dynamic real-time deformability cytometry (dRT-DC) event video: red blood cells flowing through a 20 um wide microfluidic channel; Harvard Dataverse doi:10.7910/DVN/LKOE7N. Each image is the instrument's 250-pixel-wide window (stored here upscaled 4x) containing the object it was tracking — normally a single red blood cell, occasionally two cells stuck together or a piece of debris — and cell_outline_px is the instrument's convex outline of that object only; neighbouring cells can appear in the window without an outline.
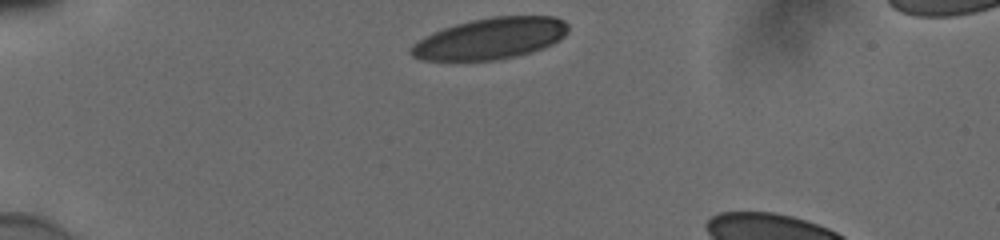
{"species": "human", "species_latin": "Homo sapiens", "temperature_condition": "cold", "stored_images_in_passage": 33, "camera_frame_rate_fps": 3000, "um_per_image_px": 0.085, "donor": {"sex": "male"}, "frame": {"image": 1, "passage_image": 1, "time_ms": 0.0, "image_size_px": [1000, 240], "cell_outline_px": [[568, 32], [560, 40], [544, 48], [532, 52], [516, 56], [496, 60], [420, 60], [412, 56], [408, 52], [408, 48], [412, 44], [424, 36], [432, 32], [456, 24], [472, 20], [492, 16], [556, 16], [564, 20], [568, 24]], "centroid_in_image_um": [41.68, 3.27], "position_along_channel_um": 43.3, "area_um2": 38.15}}
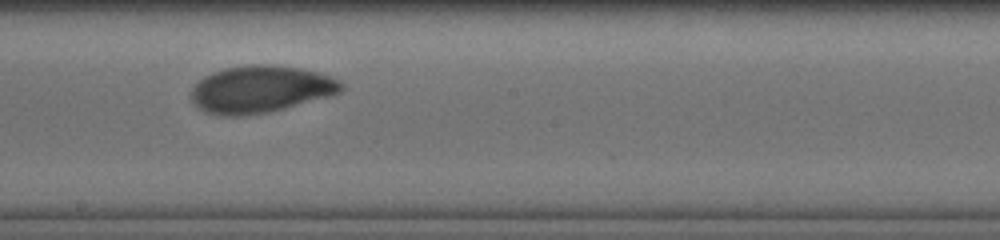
{"frame": {"image": 2, "passage_image": 19, "time_ms": 6.0, "image_size_px": [1000, 240], "cell_outline_px": [[344, 88], [340, 92], [328, 96], [284, 108], [268, 112], [244, 116], [220, 116], [204, 112], [192, 100], [192, 88], [204, 76], [212, 72], [224, 68], [248, 64], [276, 64], [300, 68], [332, 76], [340, 80], [344, 84]], "centroid_in_image_um": [22.15, 7.57], "position_along_channel_um": 226.0, "area_um2": 41.33}}
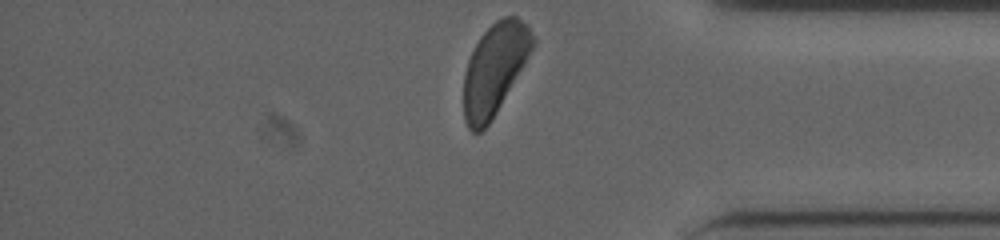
{"frame": {"image": 3, "passage_image": 33, "time_ms": 10.667, "image_size_px": [1000, 240], "cell_outline_px": [[536, 40], [532, 48], [488, 124], [480, 132], [472, 132], [468, 128], [464, 120], [464, 72], [468, 60], [480, 36], [496, 20], [504, 16], [516, 16], [528, 24], [536, 36]], "centroid_in_image_um": [42.02, 5.82], "position_along_channel_um": 393.2, "area_um2": 35.78}, "authors_computed_cell_mechanics": {"area_um2": 40.6334, "velocity_mm_per_s": 3.8338, "shape_relaxation_time_tau1_ms": 4.6471, "shape_relaxation_time_tau2_ms": 2.3198, "deformation_change_tau1": 0.1685, "deformation_change_tau2": 0.0707}}